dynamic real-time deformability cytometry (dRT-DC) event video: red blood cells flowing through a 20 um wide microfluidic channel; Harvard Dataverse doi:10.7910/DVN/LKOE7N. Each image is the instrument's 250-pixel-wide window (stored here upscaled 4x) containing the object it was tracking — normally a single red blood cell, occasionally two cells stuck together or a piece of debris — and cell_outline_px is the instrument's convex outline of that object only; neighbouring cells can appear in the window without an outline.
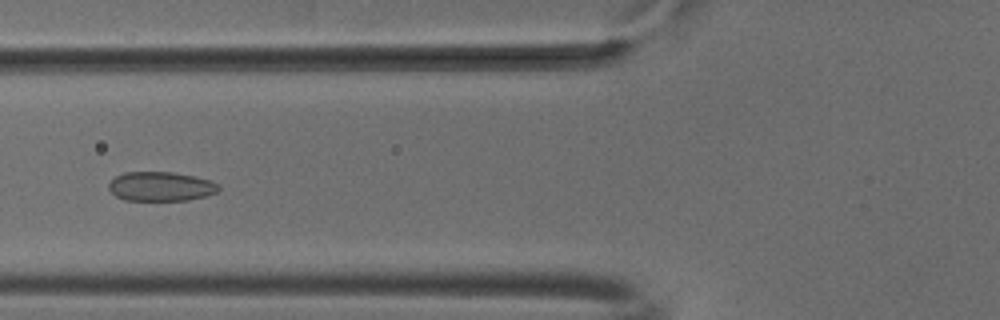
{"species": "common noctule bat (a hibernating species)", "species_latin": "Nyctalus noctula", "temperature_condition": "cold", "stored_images_in_passage": 37, "segment_of_instrument_passage": [1, 2], "camera_frame_rate_fps": 3000, "um_per_image_px": 0.085, "animal": {"sex": "male", "body_mass_g": 18.8}, "frame": {"image": 1, "passage_image": 4, "time_ms": 1.0, "image_size_px": [1000, 320], "cell_outline_px": [[220, 188], [216, 192], [204, 196], [188, 200], [124, 200], [116, 196], [108, 188], [108, 184], [116, 176], [124, 172], [172, 172], [196, 176], [212, 180], [220, 184]], "centroid_in_image_um": [13.69, 15.84], "position_along_channel_um": 112.1, "area_um2": 18.84}}
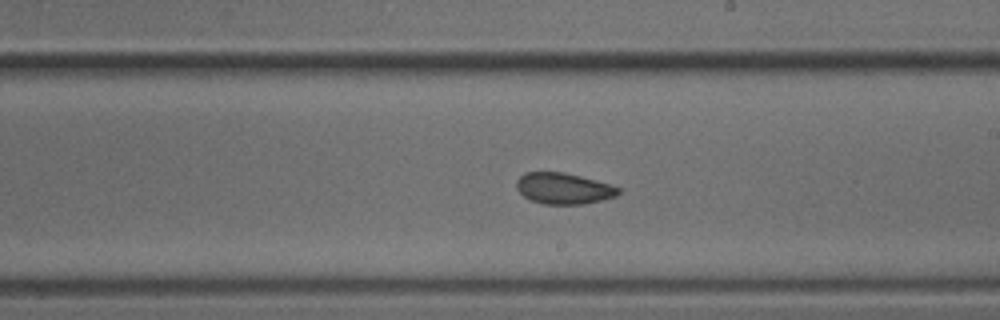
{"frame": {"image": 2, "passage_image": 14, "time_ms": 4.333, "image_size_px": [1000, 320], "cell_outline_px": [[620, 192], [616, 196], [584, 204], [544, 204], [532, 200], [524, 196], [516, 188], [516, 180], [524, 172], [564, 172], [596, 180], [620, 188]], "centroid_in_image_um": [47.88, 16.01], "position_along_channel_um": 241.1, "area_um2": 18.38}}
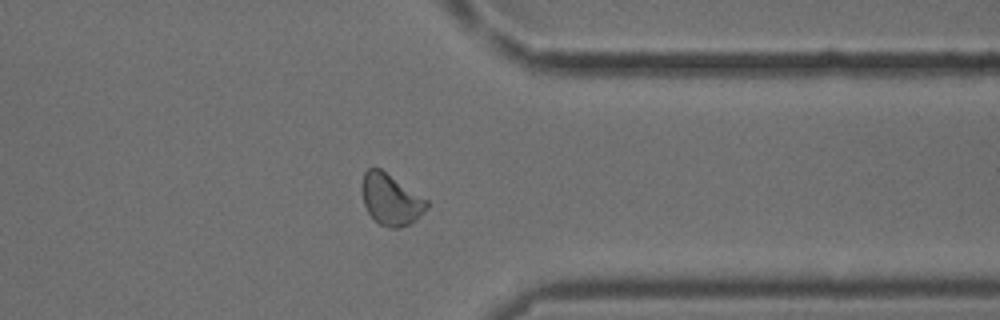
{"frame": {"image": 3, "passage_image": 25, "time_ms": 8.0, "image_size_px": [1000, 320], "cell_outline_px": [[428, 208], [408, 224], [400, 228], [392, 228], [380, 224], [368, 212], [364, 204], [364, 172], [368, 168], [380, 168], [428, 200]], "centroid_in_image_um": [33.25, 16.96], "position_along_channel_um": 378.2, "area_um2": 18.67}}